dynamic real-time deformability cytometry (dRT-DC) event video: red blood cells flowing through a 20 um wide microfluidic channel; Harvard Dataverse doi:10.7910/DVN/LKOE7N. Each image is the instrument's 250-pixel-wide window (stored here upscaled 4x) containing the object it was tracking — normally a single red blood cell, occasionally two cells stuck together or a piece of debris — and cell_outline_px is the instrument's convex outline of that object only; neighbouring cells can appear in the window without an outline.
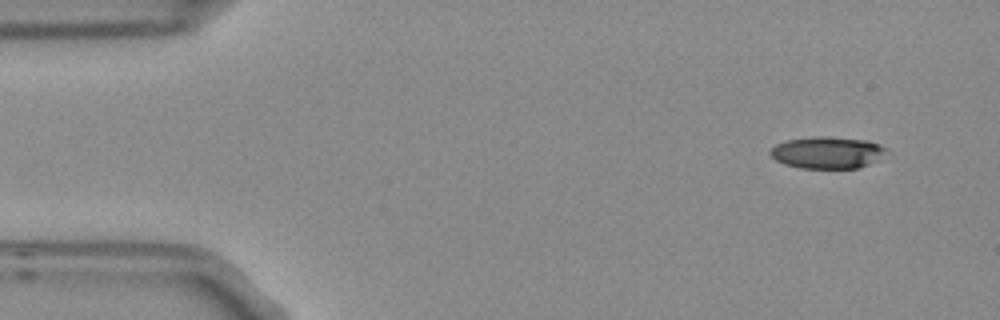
{"species": "Egyptian fruit bat (a non-hibernating species)", "species_latin": "Rousettus aegyptiacus", "temperature_condition": "room temperature", "stored_images_in_passage": 4, "camera_frame_rate_fps": 3000, "um_per_image_px": 0.085, "frame": {"image": 1, "passage_image": 1, "time_ms": 0.0, "image_size_px": [1000, 320], "cell_outline_px": [[892, 152], [860, 168], [800, 168], [784, 164], [776, 160], [768, 152], [776, 144], [784, 140], [812, 136], [824, 136], [868, 140], [880, 144], [888, 148]], "centroid_in_image_um": [70.36, 12.95], "position_along_channel_um": 14.6, "area_um2": 21.96}}
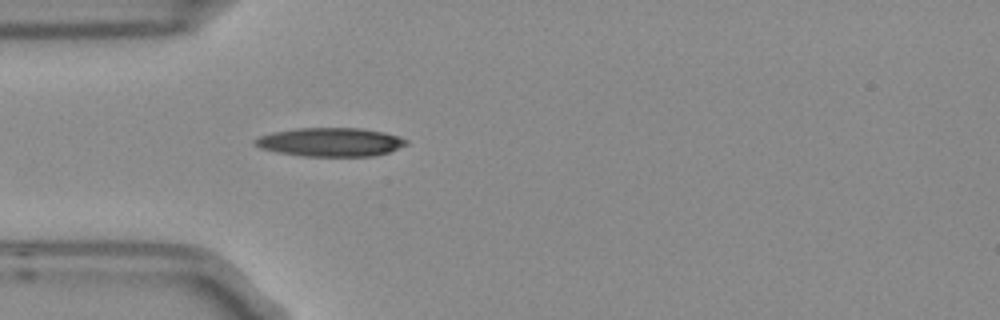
{"frame": {"image": 2, "passage_image": 4, "time_ms": 1.0, "image_size_px": [1000, 320], "cell_outline_px": [[408, 144], [388, 152], [372, 156], [304, 156], [276, 152], [260, 148], [252, 144], [252, 140], [260, 136], [272, 132], [296, 128], [360, 128], [384, 132], [400, 136], [408, 140]], "centroid_in_image_um": [28.06, 12.07], "position_along_channel_um": 56.9, "area_um2": 25.43}}